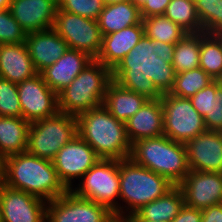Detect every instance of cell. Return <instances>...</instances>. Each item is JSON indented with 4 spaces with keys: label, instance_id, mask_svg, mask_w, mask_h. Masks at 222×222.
<instances>
[{
    "label": "cell",
    "instance_id": "obj_1",
    "mask_svg": "<svg viewBox=\"0 0 222 222\" xmlns=\"http://www.w3.org/2000/svg\"><path fill=\"white\" fill-rule=\"evenodd\" d=\"M0 181L46 202L68 191L61 182L53 161L42 159L28 151L10 155L0 162Z\"/></svg>",
    "mask_w": 222,
    "mask_h": 222
},
{
    "label": "cell",
    "instance_id": "obj_2",
    "mask_svg": "<svg viewBox=\"0 0 222 222\" xmlns=\"http://www.w3.org/2000/svg\"><path fill=\"white\" fill-rule=\"evenodd\" d=\"M116 75H143L153 72L155 60L149 55L142 21L102 36L96 58Z\"/></svg>",
    "mask_w": 222,
    "mask_h": 222
},
{
    "label": "cell",
    "instance_id": "obj_3",
    "mask_svg": "<svg viewBox=\"0 0 222 222\" xmlns=\"http://www.w3.org/2000/svg\"><path fill=\"white\" fill-rule=\"evenodd\" d=\"M77 133L100 159L123 160L130 156L131 142L125 123L103 104L77 116Z\"/></svg>",
    "mask_w": 222,
    "mask_h": 222
},
{
    "label": "cell",
    "instance_id": "obj_4",
    "mask_svg": "<svg viewBox=\"0 0 222 222\" xmlns=\"http://www.w3.org/2000/svg\"><path fill=\"white\" fill-rule=\"evenodd\" d=\"M119 176L120 222L175 186L168 178L136 164L130 158L119 160Z\"/></svg>",
    "mask_w": 222,
    "mask_h": 222
},
{
    "label": "cell",
    "instance_id": "obj_5",
    "mask_svg": "<svg viewBox=\"0 0 222 222\" xmlns=\"http://www.w3.org/2000/svg\"><path fill=\"white\" fill-rule=\"evenodd\" d=\"M129 158L168 178L174 185H178L190 172L185 145L165 135L132 143Z\"/></svg>",
    "mask_w": 222,
    "mask_h": 222
},
{
    "label": "cell",
    "instance_id": "obj_6",
    "mask_svg": "<svg viewBox=\"0 0 222 222\" xmlns=\"http://www.w3.org/2000/svg\"><path fill=\"white\" fill-rule=\"evenodd\" d=\"M116 76L94 59L58 94L59 112L77 117L102 105L107 87Z\"/></svg>",
    "mask_w": 222,
    "mask_h": 222
},
{
    "label": "cell",
    "instance_id": "obj_7",
    "mask_svg": "<svg viewBox=\"0 0 222 222\" xmlns=\"http://www.w3.org/2000/svg\"><path fill=\"white\" fill-rule=\"evenodd\" d=\"M158 85L152 73L117 75L107 87L103 105L125 123L156 93Z\"/></svg>",
    "mask_w": 222,
    "mask_h": 222
},
{
    "label": "cell",
    "instance_id": "obj_8",
    "mask_svg": "<svg viewBox=\"0 0 222 222\" xmlns=\"http://www.w3.org/2000/svg\"><path fill=\"white\" fill-rule=\"evenodd\" d=\"M78 181L75 195L106 206L119 220V160L99 159Z\"/></svg>",
    "mask_w": 222,
    "mask_h": 222
},
{
    "label": "cell",
    "instance_id": "obj_9",
    "mask_svg": "<svg viewBox=\"0 0 222 222\" xmlns=\"http://www.w3.org/2000/svg\"><path fill=\"white\" fill-rule=\"evenodd\" d=\"M77 134V117L58 112L30 123L26 151L53 161L57 152Z\"/></svg>",
    "mask_w": 222,
    "mask_h": 222
},
{
    "label": "cell",
    "instance_id": "obj_10",
    "mask_svg": "<svg viewBox=\"0 0 222 222\" xmlns=\"http://www.w3.org/2000/svg\"><path fill=\"white\" fill-rule=\"evenodd\" d=\"M156 94L162 103L166 137L185 144L206 130L203 117L193 107L189 98L171 95L161 85H158Z\"/></svg>",
    "mask_w": 222,
    "mask_h": 222
},
{
    "label": "cell",
    "instance_id": "obj_11",
    "mask_svg": "<svg viewBox=\"0 0 222 222\" xmlns=\"http://www.w3.org/2000/svg\"><path fill=\"white\" fill-rule=\"evenodd\" d=\"M53 29L67 42L69 49L84 52L96 59L102 47V34L97 20L56 10Z\"/></svg>",
    "mask_w": 222,
    "mask_h": 222
},
{
    "label": "cell",
    "instance_id": "obj_12",
    "mask_svg": "<svg viewBox=\"0 0 222 222\" xmlns=\"http://www.w3.org/2000/svg\"><path fill=\"white\" fill-rule=\"evenodd\" d=\"M47 222H120L104 205L68 190L47 203Z\"/></svg>",
    "mask_w": 222,
    "mask_h": 222
},
{
    "label": "cell",
    "instance_id": "obj_13",
    "mask_svg": "<svg viewBox=\"0 0 222 222\" xmlns=\"http://www.w3.org/2000/svg\"><path fill=\"white\" fill-rule=\"evenodd\" d=\"M22 118L29 123L59 112L58 94L43 80L40 73L17 84Z\"/></svg>",
    "mask_w": 222,
    "mask_h": 222
},
{
    "label": "cell",
    "instance_id": "obj_14",
    "mask_svg": "<svg viewBox=\"0 0 222 222\" xmlns=\"http://www.w3.org/2000/svg\"><path fill=\"white\" fill-rule=\"evenodd\" d=\"M99 159L93 148L77 134L57 152L53 164L61 182L71 190L74 179L80 180Z\"/></svg>",
    "mask_w": 222,
    "mask_h": 222
},
{
    "label": "cell",
    "instance_id": "obj_15",
    "mask_svg": "<svg viewBox=\"0 0 222 222\" xmlns=\"http://www.w3.org/2000/svg\"><path fill=\"white\" fill-rule=\"evenodd\" d=\"M47 203L22 190L10 188L0 181L2 222H46Z\"/></svg>",
    "mask_w": 222,
    "mask_h": 222
},
{
    "label": "cell",
    "instance_id": "obj_16",
    "mask_svg": "<svg viewBox=\"0 0 222 222\" xmlns=\"http://www.w3.org/2000/svg\"><path fill=\"white\" fill-rule=\"evenodd\" d=\"M178 186L187 206L203 210L222 203V173L190 170Z\"/></svg>",
    "mask_w": 222,
    "mask_h": 222
},
{
    "label": "cell",
    "instance_id": "obj_17",
    "mask_svg": "<svg viewBox=\"0 0 222 222\" xmlns=\"http://www.w3.org/2000/svg\"><path fill=\"white\" fill-rule=\"evenodd\" d=\"M184 145L190 170L222 173V132L205 130Z\"/></svg>",
    "mask_w": 222,
    "mask_h": 222
},
{
    "label": "cell",
    "instance_id": "obj_18",
    "mask_svg": "<svg viewBox=\"0 0 222 222\" xmlns=\"http://www.w3.org/2000/svg\"><path fill=\"white\" fill-rule=\"evenodd\" d=\"M200 33L186 34L155 62L153 75H174L199 67Z\"/></svg>",
    "mask_w": 222,
    "mask_h": 222
},
{
    "label": "cell",
    "instance_id": "obj_19",
    "mask_svg": "<svg viewBox=\"0 0 222 222\" xmlns=\"http://www.w3.org/2000/svg\"><path fill=\"white\" fill-rule=\"evenodd\" d=\"M57 0H11L9 10L25 33L53 28Z\"/></svg>",
    "mask_w": 222,
    "mask_h": 222
},
{
    "label": "cell",
    "instance_id": "obj_20",
    "mask_svg": "<svg viewBox=\"0 0 222 222\" xmlns=\"http://www.w3.org/2000/svg\"><path fill=\"white\" fill-rule=\"evenodd\" d=\"M142 23L147 50L155 61L187 34L165 15L143 18Z\"/></svg>",
    "mask_w": 222,
    "mask_h": 222
},
{
    "label": "cell",
    "instance_id": "obj_21",
    "mask_svg": "<svg viewBox=\"0 0 222 222\" xmlns=\"http://www.w3.org/2000/svg\"><path fill=\"white\" fill-rule=\"evenodd\" d=\"M25 43L38 73L58 61L68 49L67 42L53 28L27 33Z\"/></svg>",
    "mask_w": 222,
    "mask_h": 222
},
{
    "label": "cell",
    "instance_id": "obj_22",
    "mask_svg": "<svg viewBox=\"0 0 222 222\" xmlns=\"http://www.w3.org/2000/svg\"><path fill=\"white\" fill-rule=\"evenodd\" d=\"M129 141L164 135L163 109L160 97L155 93L135 115L125 122Z\"/></svg>",
    "mask_w": 222,
    "mask_h": 222
},
{
    "label": "cell",
    "instance_id": "obj_23",
    "mask_svg": "<svg viewBox=\"0 0 222 222\" xmlns=\"http://www.w3.org/2000/svg\"><path fill=\"white\" fill-rule=\"evenodd\" d=\"M93 60L84 52L68 48L58 61L43 69L40 74L45 83L59 94Z\"/></svg>",
    "mask_w": 222,
    "mask_h": 222
},
{
    "label": "cell",
    "instance_id": "obj_24",
    "mask_svg": "<svg viewBox=\"0 0 222 222\" xmlns=\"http://www.w3.org/2000/svg\"><path fill=\"white\" fill-rule=\"evenodd\" d=\"M36 71L26 43L0 44V77L18 84L34 77Z\"/></svg>",
    "mask_w": 222,
    "mask_h": 222
},
{
    "label": "cell",
    "instance_id": "obj_25",
    "mask_svg": "<svg viewBox=\"0 0 222 222\" xmlns=\"http://www.w3.org/2000/svg\"><path fill=\"white\" fill-rule=\"evenodd\" d=\"M154 77L169 94L181 98H190L214 81L200 67L174 75H154Z\"/></svg>",
    "mask_w": 222,
    "mask_h": 222
},
{
    "label": "cell",
    "instance_id": "obj_26",
    "mask_svg": "<svg viewBox=\"0 0 222 222\" xmlns=\"http://www.w3.org/2000/svg\"><path fill=\"white\" fill-rule=\"evenodd\" d=\"M29 128L30 123L22 117L0 116V162L26 151Z\"/></svg>",
    "mask_w": 222,
    "mask_h": 222
},
{
    "label": "cell",
    "instance_id": "obj_27",
    "mask_svg": "<svg viewBox=\"0 0 222 222\" xmlns=\"http://www.w3.org/2000/svg\"><path fill=\"white\" fill-rule=\"evenodd\" d=\"M140 9L131 1L105 5L97 23L102 36L139 24Z\"/></svg>",
    "mask_w": 222,
    "mask_h": 222
},
{
    "label": "cell",
    "instance_id": "obj_28",
    "mask_svg": "<svg viewBox=\"0 0 222 222\" xmlns=\"http://www.w3.org/2000/svg\"><path fill=\"white\" fill-rule=\"evenodd\" d=\"M184 204L182 190L178 185H175L162 197L143 206L136 214L142 220L171 222L178 215Z\"/></svg>",
    "mask_w": 222,
    "mask_h": 222
},
{
    "label": "cell",
    "instance_id": "obj_29",
    "mask_svg": "<svg viewBox=\"0 0 222 222\" xmlns=\"http://www.w3.org/2000/svg\"><path fill=\"white\" fill-rule=\"evenodd\" d=\"M199 67L214 80H222V44L219 34L200 33Z\"/></svg>",
    "mask_w": 222,
    "mask_h": 222
},
{
    "label": "cell",
    "instance_id": "obj_30",
    "mask_svg": "<svg viewBox=\"0 0 222 222\" xmlns=\"http://www.w3.org/2000/svg\"><path fill=\"white\" fill-rule=\"evenodd\" d=\"M164 15L178 24L187 34L203 32L194 0H171Z\"/></svg>",
    "mask_w": 222,
    "mask_h": 222
},
{
    "label": "cell",
    "instance_id": "obj_31",
    "mask_svg": "<svg viewBox=\"0 0 222 222\" xmlns=\"http://www.w3.org/2000/svg\"><path fill=\"white\" fill-rule=\"evenodd\" d=\"M203 32L222 33V0H194Z\"/></svg>",
    "mask_w": 222,
    "mask_h": 222
},
{
    "label": "cell",
    "instance_id": "obj_32",
    "mask_svg": "<svg viewBox=\"0 0 222 222\" xmlns=\"http://www.w3.org/2000/svg\"><path fill=\"white\" fill-rule=\"evenodd\" d=\"M203 119L206 130L222 132V80L210 84L209 112Z\"/></svg>",
    "mask_w": 222,
    "mask_h": 222
},
{
    "label": "cell",
    "instance_id": "obj_33",
    "mask_svg": "<svg viewBox=\"0 0 222 222\" xmlns=\"http://www.w3.org/2000/svg\"><path fill=\"white\" fill-rule=\"evenodd\" d=\"M0 116L22 117L17 84L0 77Z\"/></svg>",
    "mask_w": 222,
    "mask_h": 222
},
{
    "label": "cell",
    "instance_id": "obj_34",
    "mask_svg": "<svg viewBox=\"0 0 222 222\" xmlns=\"http://www.w3.org/2000/svg\"><path fill=\"white\" fill-rule=\"evenodd\" d=\"M58 9L97 20L105 7L103 0H57Z\"/></svg>",
    "mask_w": 222,
    "mask_h": 222
},
{
    "label": "cell",
    "instance_id": "obj_35",
    "mask_svg": "<svg viewBox=\"0 0 222 222\" xmlns=\"http://www.w3.org/2000/svg\"><path fill=\"white\" fill-rule=\"evenodd\" d=\"M26 33L14 19L9 9L0 12V44L25 42Z\"/></svg>",
    "mask_w": 222,
    "mask_h": 222
},
{
    "label": "cell",
    "instance_id": "obj_36",
    "mask_svg": "<svg viewBox=\"0 0 222 222\" xmlns=\"http://www.w3.org/2000/svg\"><path fill=\"white\" fill-rule=\"evenodd\" d=\"M193 107L204 118L209 112L210 84L189 98Z\"/></svg>",
    "mask_w": 222,
    "mask_h": 222
},
{
    "label": "cell",
    "instance_id": "obj_37",
    "mask_svg": "<svg viewBox=\"0 0 222 222\" xmlns=\"http://www.w3.org/2000/svg\"><path fill=\"white\" fill-rule=\"evenodd\" d=\"M171 0H147L140 8L141 18L149 16L164 15L166 7Z\"/></svg>",
    "mask_w": 222,
    "mask_h": 222
},
{
    "label": "cell",
    "instance_id": "obj_38",
    "mask_svg": "<svg viewBox=\"0 0 222 222\" xmlns=\"http://www.w3.org/2000/svg\"><path fill=\"white\" fill-rule=\"evenodd\" d=\"M171 222H202V211L184 204Z\"/></svg>",
    "mask_w": 222,
    "mask_h": 222
},
{
    "label": "cell",
    "instance_id": "obj_39",
    "mask_svg": "<svg viewBox=\"0 0 222 222\" xmlns=\"http://www.w3.org/2000/svg\"><path fill=\"white\" fill-rule=\"evenodd\" d=\"M202 211V222H222V203L211 205Z\"/></svg>",
    "mask_w": 222,
    "mask_h": 222
},
{
    "label": "cell",
    "instance_id": "obj_40",
    "mask_svg": "<svg viewBox=\"0 0 222 222\" xmlns=\"http://www.w3.org/2000/svg\"><path fill=\"white\" fill-rule=\"evenodd\" d=\"M122 222H157V221H147L142 220L136 213L126 217Z\"/></svg>",
    "mask_w": 222,
    "mask_h": 222
},
{
    "label": "cell",
    "instance_id": "obj_41",
    "mask_svg": "<svg viewBox=\"0 0 222 222\" xmlns=\"http://www.w3.org/2000/svg\"><path fill=\"white\" fill-rule=\"evenodd\" d=\"M11 4V0H0V8L2 10H7L9 9Z\"/></svg>",
    "mask_w": 222,
    "mask_h": 222
},
{
    "label": "cell",
    "instance_id": "obj_42",
    "mask_svg": "<svg viewBox=\"0 0 222 222\" xmlns=\"http://www.w3.org/2000/svg\"><path fill=\"white\" fill-rule=\"evenodd\" d=\"M105 5L108 4H116V3H121V2H126V1H130V0H103Z\"/></svg>",
    "mask_w": 222,
    "mask_h": 222
},
{
    "label": "cell",
    "instance_id": "obj_43",
    "mask_svg": "<svg viewBox=\"0 0 222 222\" xmlns=\"http://www.w3.org/2000/svg\"><path fill=\"white\" fill-rule=\"evenodd\" d=\"M130 1L133 2L135 6H137L140 9L147 0H130Z\"/></svg>",
    "mask_w": 222,
    "mask_h": 222
},
{
    "label": "cell",
    "instance_id": "obj_44",
    "mask_svg": "<svg viewBox=\"0 0 222 222\" xmlns=\"http://www.w3.org/2000/svg\"><path fill=\"white\" fill-rule=\"evenodd\" d=\"M0 222H2L1 209H0Z\"/></svg>",
    "mask_w": 222,
    "mask_h": 222
}]
</instances>
